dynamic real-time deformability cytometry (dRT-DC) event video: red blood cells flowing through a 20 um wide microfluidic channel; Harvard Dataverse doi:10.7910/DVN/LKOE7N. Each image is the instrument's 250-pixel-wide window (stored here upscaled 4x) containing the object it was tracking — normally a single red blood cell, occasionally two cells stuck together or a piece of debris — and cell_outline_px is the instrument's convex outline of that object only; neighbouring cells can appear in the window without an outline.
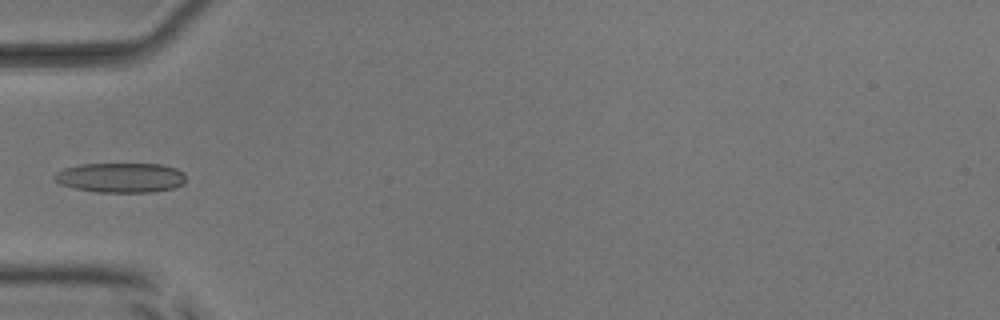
{"species": "common noctule bat (a hibernating species)", "species_latin": "Nyctalus noctula", "temperature_condition": "room temperature", "stored_images_in_passage": 35, "camera_frame_rate_fps": 3000, "um_per_image_px": 0.085, "animal": {"sex": "male", "body_mass_g": 17.9, "forearm_length_mm": 54.2}, "frame": {"image": 1, "passage_image": 1, "time_ms": 0.0, "image_size_px": [1000, 320], "cell_outline_px": [[184, 184], [176, 188], [152, 192], [96, 192], [72, 188], [60, 184], [52, 176], [56, 172], [64, 168], [80, 164], [164, 164], [176, 168], [184, 172]], "centroid_in_image_um": [10.27, 15.1], "position_along_channel_um": 74.7, "area_um2": 23.06}}
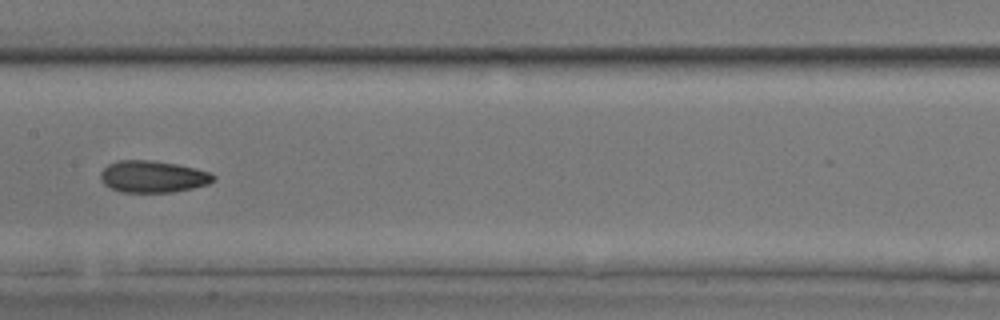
{"frame": {"image": 2, "passage_image": 10, "time_ms": 3.0, "image_size_px": [1000, 320], "cell_outline_px": [[216, 180], [208, 184], [192, 188], [172, 192], [120, 192], [104, 184], [100, 180], [100, 172], [108, 164], [120, 160], [152, 160], [176, 164], [196, 168], [212, 172], [216, 176]], "centroid_in_image_um": [13.02, 15.01], "position_along_channel_um": 194.4, "area_um2": 21.1}}
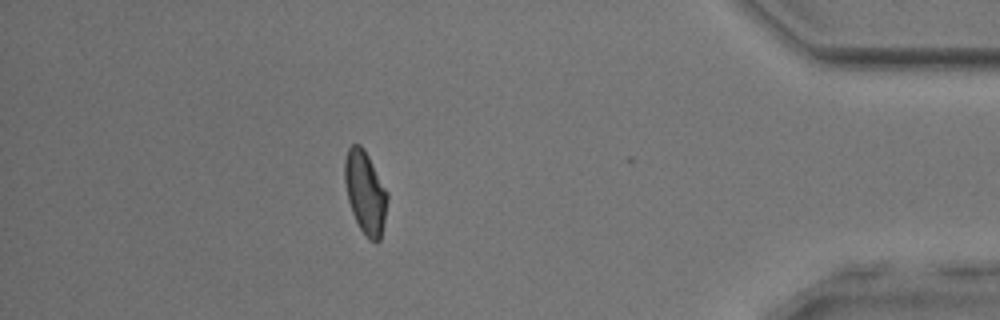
{"frame": {"image": 3, "passage_image": 29, "time_ms": 9.333, "image_size_px": [1000, 320], "cell_outline_px": [[388, 200], [380, 240], [376, 244], [368, 240], [360, 228], [352, 212], [348, 200], [344, 180], [344, 160], [348, 148], [352, 144], [360, 144], [364, 148], [388, 192]], "centroid_in_image_um": [31.04, 16.35], "position_along_channel_um": 404.2, "area_um2": 20.69}}